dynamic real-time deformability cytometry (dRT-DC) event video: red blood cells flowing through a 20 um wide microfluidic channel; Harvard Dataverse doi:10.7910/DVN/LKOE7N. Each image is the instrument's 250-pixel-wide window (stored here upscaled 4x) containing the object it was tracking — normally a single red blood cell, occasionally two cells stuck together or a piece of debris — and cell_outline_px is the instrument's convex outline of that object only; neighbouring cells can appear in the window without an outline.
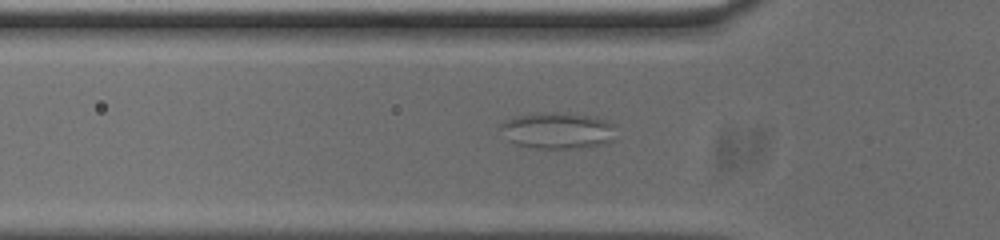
{"species": "common noctule bat (a hibernating species)", "species_latin": "Nyctalus noctula", "temperature_condition": "cold", "stored_images_in_passage": 53, "camera_frame_rate_fps": 3000, "um_per_image_px": 0.085, "animal": {"sex": "male", "body_mass_g": 20.0, "forearm_length_mm": 53.3}, "frame": {"image": 1, "passage_image": 16, "time_ms": 5.0, "image_size_px": [1000, 240], "cell_outline_px": [[616, 140], [600, 144], [568, 148], [536, 148], [516, 144], [508, 140], [500, 128], [500, 124], [504, 120], [516, 116], [536, 112], [568, 112], [592, 116], [608, 120], [616, 124]], "centroid_in_image_um": [47.44, 11.06], "position_along_channel_um": 78.4, "area_um2": 24.85}}
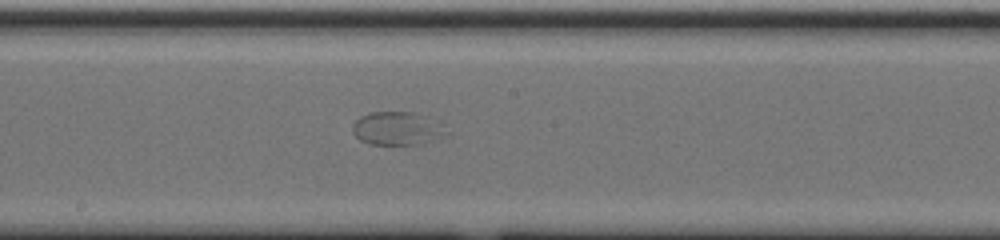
{"frame": {"image": 2, "passage_image": 27, "time_ms": 8.667, "image_size_px": [1000, 240], "cell_outline_px": [[452, 132], [448, 136], [416, 144], [368, 144], [360, 140], [352, 132], [352, 124], [360, 116], [368, 112], [412, 112]], "centroid_in_image_um": [33.69, 10.93], "position_along_channel_um": 214.5, "area_um2": 17.86}}
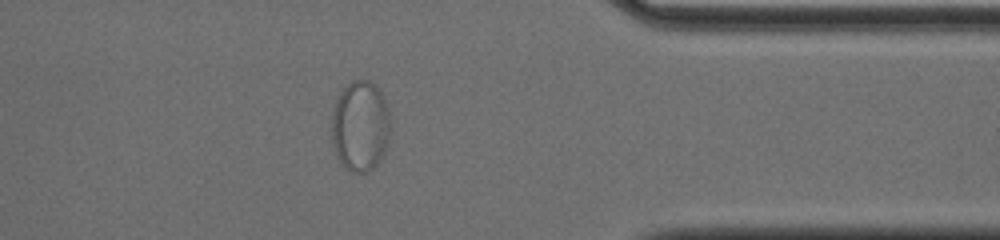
{"frame": {"image": 3, "passage_image": 42, "time_ms": 13.667, "image_size_px": [1000, 240], "cell_outline_px": [[388, 140], [384, 152], [380, 160], [368, 172], [352, 172], [344, 168], [336, 152], [332, 140], [332, 112], [336, 100], [340, 92], [352, 80], [368, 80], [384, 96], [388, 108]], "centroid_in_image_um": [30.6, 10.72], "position_along_channel_um": 380.8, "area_um2": 30.63}}